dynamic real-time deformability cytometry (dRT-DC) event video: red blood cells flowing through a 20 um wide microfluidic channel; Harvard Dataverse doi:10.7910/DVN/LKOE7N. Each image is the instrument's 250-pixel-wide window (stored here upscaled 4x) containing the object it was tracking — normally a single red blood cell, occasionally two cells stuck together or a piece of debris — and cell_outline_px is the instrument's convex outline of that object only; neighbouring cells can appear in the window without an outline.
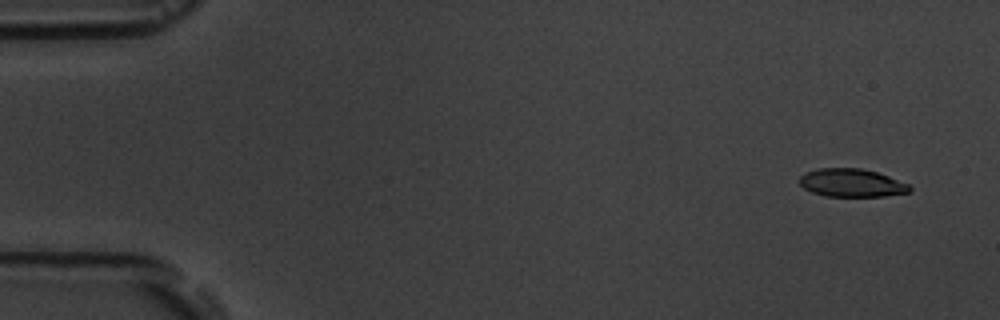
{"species": "common noctule bat (a hibernating species)", "species_latin": "Nyctalus noctula", "temperature_condition": "room temperature", "stored_images_in_passage": 4, "camera_frame_rate_fps": 3000, "um_per_image_px": 0.085, "animal": {"sex": "male", "body_mass_g": 19.5, "forearm_length_mm": 54.6}, "frame": {"image": 1, "passage_image": 1, "time_ms": 0.0, "image_size_px": [1000, 320], "cell_outline_px": [[912, 192], [884, 196], [824, 196], [812, 192], [804, 188], [800, 184], [800, 176], [804, 172], [816, 168], [860, 168], [876, 172], [888, 176], [908, 184], [912, 188]], "centroid_in_image_um": [72.38, 15.54], "position_along_channel_um": 12.6, "area_um2": 18.09}}
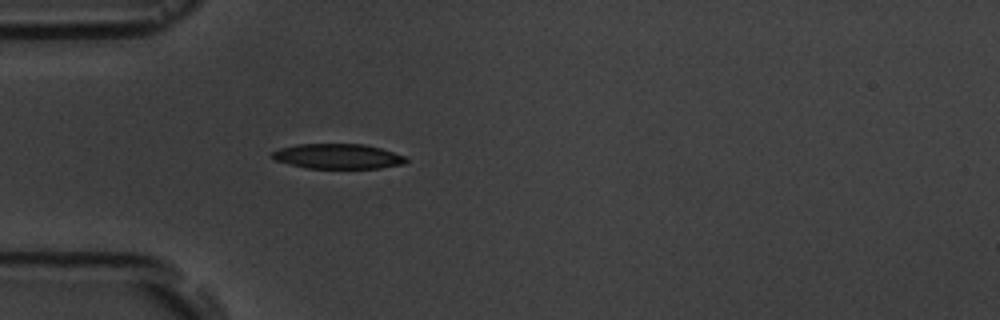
{"frame": {"image": 2, "passage_image": 4, "time_ms": 4.333, "image_size_px": [1000, 320], "cell_outline_px": [[408, 160], [404, 164], [380, 168], [304, 168], [288, 164], [276, 160], [268, 156], [272, 152], [280, 148], [296, 144], [364, 144], [380, 148], [404, 156]], "centroid_in_image_um": [28.67, 13.29], "position_along_channel_um": 56.3, "area_um2": 19.54}}